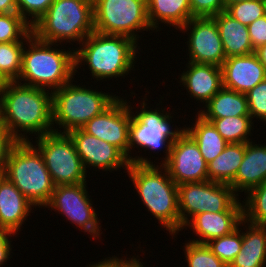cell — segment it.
<instances>
[{"label":"cell","instance_id":"obj_45","mask_svg":"<svg viewBox=\"0 0 266 267\" xmlns=\"http://www.w3.org/2000/svg\"><path fill=\"white\" fill-rule=\"evenodd\" d=\"M144 264L141 263L140 258L137 259L130 267H144Z\"/></svg>","mask_w":266,"mask_h":267},{"label":"cell","instance_id":"obj_27","mask_svg":"<svg viewBox=\"0 0 266 267\" xmlns=\"http://www.w3.org/2000/svg\"><path fill=\"white\" fill-rule=\"evenodd\" d=\"M192 126L186 127L185 131L196 142L208 164L225 149L228 142L219 134L212 122L205 120L198 113L195 124Z\"/></svg>","mask_w":266,"mask_h":267},{"label":"cell","instance_id":"obj_34","mask_svg":"<svg viewBox=\"0 0 266 267\" xmlns=\"http://www.w3.org/2000/svg\"><path fill=\"white\" fill-rule=\"evenodd\" d=\"M226 12L246 26L265 15L262 0L233 3L226 8Z\"/></svg>","mask_w":266,"mask_h":267},{"label":"cell","instance_id":"obj_35","mask_svg":"<svg viewBox=\"0 0 266 267\" xmlns=\"http://www.w3.org/2000/svg\"><path fill=\"white\" fill-rule=\"evenodd\" d=\"M54 1L55 0H16L17 13L33 27L48 11V8ZM29 16H31L30 18L32 20H29Z\"/></svg>","mask_w":266,"mask_h":267},{"label":"cell","instance_id":"obj_15","mask_svg":"<svg viewBox=\"0 0 266 267\" xmlns=\"http://www.w3.org/2000/svg\"><path fill=\"white\" fill-rule=\"evenodd\" d=\"M163 165L177 185L208 181L207 163L186 131L172 143L169 159Z\"/></svg>","mask_w":266,"mask_h":267},{"label":"cell","instance_id":"obj_41","mask_svg":"<svg viewBox=\"0 0 266 267\" xmlns=\"http://www.w3.org/2000/svg\"><path fill=\"white\" fill-rule=\"evenodd\" d=\"M108 258H105L103 261H100L96 264L95 263L89 264V267H130L138 259L137 257L135 258L134 256L131 259L127 258L129 260L125 258L124 260L119 259L116 256Z\"/></svg>","mask_w":266,"mask_h":267},{"label":"cell","instance_id":"obj_2","mask_svg":"<svg viewBox=\"0 0 266 267\" xmlns=\"http://www.w3.org/2000/svg\"><path fill=\"white\" fill-rule=\"evenodd\" d=\"M127 172L144 206L174 237L180 231L178 185L170 178L166 167L130 163Z\"/></svg>","mask_w":266,"mask_h":267},{"label":"cell","instance_id":"obj_14","mask_svg":"<svg viewBox=\"0 0 266 267\" xmlns=\"http://www.w3.org/2000/svg\"><path fill=\"white\" fill-rule=\"evenodd\" d=\"M179 30L190 31L187 41L190 60L188 62L222 66L226 56L218 26L213 17H193Z\"/></svg>","mask_w":266,"mask_h":267},{"label":"cell","instance_id":"obj_38","mask_svg":"<svg viewBox=\"0 0 266 267\" xmlns=\"http://www.w3.org/2000/svg\"><path fill=\"white\" fill-rule=\"evenodd\" d=\"M16 143L0 118V174H3L9 152Z\"/></svg>","mask_w":266,"mask_h":267},{"label":"cell","instance_id":"obj_28","mask_svg":"<svg viewBox=\"0 0 266 267\" xmlns=\"http://www.w3.org/2000/svg\"><path fill=\"white\" fill-rule=\"evenodd\" d=\"M212 122L219 134L228 143L250 142L253 119L251 116H228L224 118H204Z\"/></svg>","mask_w":266,"mask_h":267},{"label":"cell","instance_id":"obj_16","mask_svg":"<svg viewBox=\"0 0 266 267\" xmlns=\"http://www.w3.org/2000/svg\"><path fill=\"white\" fill-rule=\"evenodd\" d=\"M68 135L75 144L86 172V168L91 166L105 171H117L121 167L128 170L129 159L113 144L89 135L81 128L70 130Z\"/></svg>","mask_w":266,"mask_h":267},{"label":"cell","instance_id":"obj_22","mask_svg":"<svg viewBox=\"0 0 266 267\" xmlns=\"http://www.w3.org/2000/svg\"><path fill=\"white\" fill-rule=\"evenodd\" d=\"M213 18L219 29L226 58L249 55L255 52L246 25L234 19L226 11Z\"/></svg>","mask_w":266,"mask_h":267},{"label":"cell","instance_id":"obj_44","mask_svg":"<svg viewBox=\"0 0 266 267\" xmlns=\"http://www.w3.org/2000/svg\"><path fill=\"white\" fill-rule=\"evenodd\" d=\"M243 1H247V0H224L225 8H227L229 5L233 3H238V2H243Z\"/></svg>","mask_w":266,"mask_h":267},{"label":"cell","instance_id":"obj_11","mask_svg":"<svg viewBox=\"0 0 266 267\" xmlns=\"http://www.w3.org/2000/svg\"><path fill=\"white\" fill-rule=\"evenodd\" d=\"M141 104L140 112L136 111L138 112L136 115L132 112L129 127V151L131 152L135 145L155 151L166 148L165 158L161 161L163 163H160L164 164L169 159L172 143L185 132V127L172 130L170 119L173 116L169 112H165L162 108L161 111L160 108L148 110L149 106L146 107L144 100Z\"/></svg>","mask_w":266,"mask_h":267},{"label":"cell","instance_id":"obj_32","mask_svg":"<svg viewBox=\"0 0 266 267\" xmlns=\"http://www.w3.org/2000/svg\"><path fill=\"white\" fill-rule=\"evenodd\" d=\"M235 229L232 233L210 240L207 246L227 266L231 264L242 247V232Z\"/></svg>","mask_w":266,"mask_h":267},{"label":"cell","instance_id":"obj_31","mask_svg":"<svg viewBox=\"0 0 266 267\" xmlns=\"http://www.w3.org/2000/svg\"><path fill=\"white\" fill-rule=\"evenodd\" d=\"M32 34V26L18 13H0V43L27 41Z\"/></svg>","mask_w":266,"mask_h":267},{"label":"cell","instance_id":"obj_12","mask_svg":"<svg viewBox=\"0 0 266 267\" xmlns=\"http://www.w3.org/2000/svg\"><path fill=\"white\" fill-rule=\"evenodd\" d=\"M132 107L124 99H117L100 115L88 121L81 129L89 135L95 136L119 148L129 159L130 163L153 164L144 157L130 156L129 127L132 118Z\"/></svg>","mask_w":266,"mask_h":267},{"label":"cell","instance_id":"obj_25","mask_svg":"<svg viewBox=\"0 0 266 267\" xmlns=\"http://www.w3.org/2000/svg\"><path fill=\"white\" fill-rule=\"evenodd\" d=\"M204 105L206 110L198 111L203 118L250 116L246 94L224 87Z\"/></svg>","mask_w":266,"mask_h":267},{"label":"cell","instance_id":"obj_43","mask_svg":"<svg viewBox=\"0 0 266 267\" xmlns=\"http://www.w3.org/2000/svg\"><path fill=\"white\" fill-rule=\"evenodd\" d=\"M266 70V44L258 47L254 52Z\"/></svg>","mask_w":266,"mask_h":267},{"label":"cell","instance_id":"obj_23","mask_svg":"<svg viewBox=\"0 0 266 267\" xmlns=\"http://www.w3.org/2000/svg\"><path fill=\"white\" fill-rule=\"evenodd\" d=\"M246 233L242 232V247L228 267L266 266V229L263 225L249 222Z\"/></svg>","mask_w":266,"mask_h":267},{"label":"cell","instance_id":"obj_6","mask_svg":"<svg viewBox=\"0 0 266 267\" xmlns=\"http://www.w3.org/2000/svg\"><path fill=\"white\" fill-rule=\"evenodd\" d=\"M3 175L34 207H45L55 189L44 158L32 142H17L12 147Z\"/></svg>","mask_w":266,"mask_h":267},{"label":"cell","instance_id":"obj_42","mask_svg":"<svg viewBox=\"0 0 266 267\" xmlns=\"http://www.w3.org/2000/svg\"><path fill=\"white\" fill-rule=\"evenodd\" d=\"M0 13H17L16 0H0Z\"/></svg>","mask_w":266,"mask_h":267},{"label":"cell","instance_id":"obj_21","mask_svg":"<svg viewBox=\"0 0 266 267\" xmlns=\"http://www.w3.org/2000/svg\"><path fill=\"white\" fill-rule=\"evenodd\" d=\"M245 143V154L234 181L230 184L234 192L247 194L252 188L266 181V145ZM242 190V191H241Z\"/></svg>","mask_w":266,"mask_h":267},{"label":"cell","instance_id":"obj_39","mask_svg":"<svg viewBox=\"0 0 266 267\" xmlns=\"http://www.w3.org/2000/svg\"><path fill=\"white\" fill-rule=\"evenodd\" d=\"M247 28L254 50L266 44V15L249 24Z\"/></svg>","mask_w":266,"mask_h":267},{"label":"cell","instance_id":"obj_8","mask_svg":"<svg viewBox=\"0 0 266 267\" xmlns=\"http://www.w3.org/2000/svg\"><path fill=\"white\" fill-rule=\"evenodd\" d=\"M237 196L230 185L210 180L178 185L180 231L195 215L203 212L243 211Z\"/></svg>","mask_w":266,"mask_h":267},{"label":"cell","instance_id":"obj_1","mask_svg":"<svg viewBox=\"0 0 266 267\" xmlns=\"http://www.w3.org/2000/svg\"><path fill=\"white\" fill-rule=\"evenodd\" d=\"M0 118L17 142H30L28 132L40 137L59 131L52 127V92L21 82L0 85Z\"/></svg>","mask_w":266,"mask_h":267},{"label":"cell","instance_id":"obj_26","mask_svg":"<svg viewBox=\"0 0 266 267\" xmlns=\"http://www.w3.org/2000/svg\"><path fill=\"white\" fill-rule=\"evenodd\" d=\"M245 154V143H228L225 149L207 164L208 180L230 185L236 177Z\"/></svg>","mask_w":266,"mask_h":267},{"label":"cell","instance_id":"obj_19","mask_svg":"<svg viewBox=\"0 0 266 267\" xmlns=\"http://www.w3.org/2000/svg\"><path fill=\"white\" fill-rule=\"evenodd\" d=\"M34 205L0 174V230L18 234Z\"/></svg>","mask_w":266,"mask_h":267},{"label":"cell","instance_id":"obj_3","mask_svg":"<svg viewBox=\"0 0 266 267\" xmlns=\"http://www.w3.org/2000/svg\"><path fill=\"white\" fill-rule=\"evenodd\" d=\"M53 45L59 44L42 41L32 34L27 39L28 49H23L21 74L16 82L53 92L74 79L75 50L54 49Z\"/></svg>","mask_w":266,"mask_h":267},{"label":"cell","instance_id":"obj_20","mask_svg":"<svg viewBox=\"0 0 266 267\" xmlns=\"http://www.w3.org/2000/svg\"><path fill=\"white\" fill-rule=\"evenodd\" d=\"M242 224L246 225L243 211L203 212L195 215L185 227L193 228L196 236H200L196 240L190 239L191 242L206 244L212 239L232 233Z\"/></svg>","mask_w":266,"mask_h":267},{"label":"cell","instance_id":"obj_17","mask_svg":"<svg viewBox=\"0 0 266 267\" xmlns=\"http://www.w3.org/2000/svg\"><path fill=\"white\" fill-rule=\"evenodd\" d=\"M223 87L246 94L266 79V70L255 53L226 58L222 66Z\"/></svg>","mask_w":266,"mask_h":267},{"label":"cell","instance_id":"obj_40","mask_svg":"<svg viewBox=\"0 0 266 267\" xmlns=\"http://www.w3.org/2000/svg\"><path fill=\"white\" fill-rule=\"evenodd\" d=\"M11 235L15 236L11 232L0 230V266L5 265V262L10 259L12 246L9 237H12Z\"/></svg>","mask_w":266,"mask_h":267},{"label":"cell","instance_id":"obj_36","mask_svg":"<svg viewBox=\"0 0 266 267\" xmlns=\"http://www.w3.org/2000/svg\"><path fill=\"white\" fill-rule=\"evenodd\" d=\"M249 114L266 123V79L246 93Z\"/></svg>","mask_w":266,"mask_h":267},{"label":"cell","instance_id":"obj_46","mask_svg":"<svg viewBox=\"0 0 266 267\" xmlns=\"http://www.w3.org/2000/svg\"><path fill=\"white\" fill-rule=\"evenodd\" d=\"M262 2H263V5H264V13L266 15V0H262Z\"/></svg>","mask_w":266,"mask_h":267},{"label":"cell","instance_id":"obj_10","mask_svg":"<svg viewBox=\"0 0 266 267\" xmlns=\"http://www.w3.org/2000/svg\"><path fill=\"white\" fill-rule=\"evenodd\" d=\"M36 139L35 147L42 154L55 186L86 182L87 173L68 133L53 131Z\"/></svg>","mask_w":266,"mask_h":267},{"label":"cell","instance_id":"obj_24","mask_svg":"<svg viewBox=\"0 0 266 267\" xmlns=\"http://www.w3.org/2000/svg\"><path fill=\"white\" fill-rule=\"evenodd\" d=\"M147 13L149 23L156 31H159V21L178 30L192 18L189 0H147Z\"/></svg>","mask_w":266,"mask_h":267},{"label":"cell","instance_id":"obj_4","mask_svg":"<svg viewBox=\"0 0 266 267\" xmlns=\"http://www.w3.org/2000/svg\"><path fill=\"white\" fill-rule=\"evenodd\" d=\"M137 43L127 36L94 31L81 42L82 47L75 50V69L86 63L97 81L128 75L136 63Z\"/></svg>","mask_w":266,"mask_h":267},{"label":"cell","instance_id":"obj_7","mask_svg":"<svg viewBox=\"0 0 266 267\" xmlns=\"http://www.w3.org/2000/svg\"><path fill=\"white\" fill-rule=\"evenodd\" d=\"M73 80L52 92V121L63 131L81 128L88 121L103 113L120 96L87 89L72 84Z\"/></svg>","mask_w":266,"mask_h":267},{"label":"cell","instance_id":"obj_5","mask_svg":"<svg viewBox=\"0 0 266 267\" xmlns=\"http://www.w3.org/2000/svg\"><path fill=\"white\" fill-rule=\"evenodd\" d=\"M94 31L91 0H55L32 27L38 39L54 44L73 40L80 45Z\"/></svg>","mask_w":266,"mask_h":267},{"label":"cell","instance_id":"obj_30","mask_svg":"<svg viewBox=\"0 0 266 267\" xmlns=\"http://www.w3.org/2000/svg\"><path fill=\"white\" fill-rule=\"evenodd\" d=\"M242 201L243 220L254 225H266V181L247 192Z\"/></svg>","mask_w":266,"mask_h":267},{"label":"cell","instance_id":"obj_29","mask_svg":"<svg viewBox=\"0 0 266 267\" xmlns=\"http://www.w3.org/2000/svg\"><path fill=\"white\" fill-rule=\"evenodd\" d=\"M25 44H27V41L0 43V85L4 82H14L19 79Z\"/></svg>","mask_w":266,"mask_h":267},{"label":"cell","instance_id":"obj_18","mask_svg":"<svg viewBox=\"0 0 266 267\" xmlns=\"http://www.w3.org/2000/svg\"><path fill=\"white\" fill-rule=\"evenodd\" d=\"M180 82L190 97L205 104L223 87L222 69L214 64L188 62Z\"/></svg>","mask_w":266,"mask_h":267},{"label":"cell","instance_id":"obj_13","mask_svg":"<svg viewBox=\"0 0 266 267\" xmlns=\"http://www.w3.org/2000/svg\"><path fill=\"white\" fill-rule=\"evenodd\" d=\"M86 183L55 186L45 207L60 211L69 222L88 232L94 239H100L101 226L99 227L98 216L89 199Z\"/></svg>","mask_w":266,"mask_h":267},{"label":"cell","instance_id":"obj_33","mask_svg":"<svg viewBox=\"0 0 266 267\" xmlns=\"http://www.w3.org/2000/svg\"><path fill=\"white\" fill-rule=\"evenodd\" d=\"M184 247L188 267H228L212 253L207 244L189 241Z\"/></svg>","mask_w":266,"mask_h":267},{"label":"cell","instance_id":"obj_37","mask_svg":"<svg viewBox=\"0 0 266 267\" xmlns=\"http://www.w3.org/2000/svg\"><path fill=\"white\" fill-rule=\"evenodd\" d=\"M193 17H214L226 11L224 0H189Z\"/></svg>","mask_w":266,"mask_h":267},{"label":"cell","instance_id":"obj_9","mask_svg":"<svg viewBox=\"0 0 266 267\" xmlns=\"http://www.w3.org/2000/svg\"><path fill=\"white\" fill-rule=\"evenodd\" d=\"M93 14L94 30L101 34L123 35L138 42L139 30H152L147 0H94Z\"/></svg>","mask_w":266,"mask_h":267}]
</instances>
